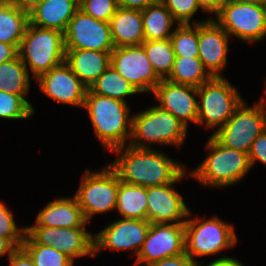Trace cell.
Returning a JSON list of instances; mask_svg holds the SVG:
<instances>
[{"label": "cell", "instance_id": "obj_46", "mask_svg": "<svg viewBox=\"0 0 266 266\" xmlns=\"http://www.w3.org/2000/svg\"><path fill=\"white\" fill-rule=\"evenodd\" d=\"M235 1L246 4L260 5V6H263L265 3V0H235Z\"/></svg>", "mask_w": 266, "mask_h": 266}, {"label": "cell", "instance_id": "obj_25", "mask_svg": "<svg viewBox=\"0 0 266 266\" xmlns=\"http://www.w3.org/2000/svg\"><path fill=\"white\" fill-rule=\"evenodd\" d=\"M116 210L122 218L147 220V188L124 183L118 177Z\"/></svg>", "mask_w": 266, "mask_h": 266}, {"label": "cell", "instance_id": "obj_2", "mask_svg": "<svg viewBox=\"0 0 266 266\" xmlns=\"http://www.w3.org/2000/svg\"><path fill=\"white\" fill-rule=\"evenodd\" d=\"M83 108L87 109L95 135L104 149L112 151L127 145V140L130 142L132 116L127 102L101 96L87 89Z\"/></svg>", "mask_w": 266, "mask_h": 266}, {"label": "cell", "instance_id": "obj_22", "mask_svg": "<svg viewBox=\"0 0 266 266\" xmlns=\"http://www.w3.org/2000/svg\"><path fill=\"white\" fill-rule=\"evenodd\" d=\"M78 10L79 0H45L29 13V21L36 27L65 33Z\"/></svg>", "mask_w": 266, "mask_h": 266}, {"label": "cell", "instance_id": "obj_1", "mask_svg": "<svg viewBox=\"0 0 266 266\" xmlns=\"http://www.w3.org/2000/svg\"><path fill=\"white\" fill-rule=\"evenodd\" d=\"M111 152L120 156L108 165L120 181L131 185L147 188L170 184L186 170L183 164L153 148L125 145Z\"/></svg>", "mask_w": 266, "mask_h": 266}, {"label": "cell", "instance_id": "obj_26", "mask_svg": "<svg viewBox=\"0 0 266 266\" xmlns=\"http://www.w3.org/2000/svg\"><path fill=\"white\" fill-rule=\"evenodd\" d=\"M141 15L145 40L170 39L174 32L173 24L178 25L161 0L141 10Z\"/></svg>", "mask_w": 266, "mask_h": 266}, {"label": "cell", "instance_id": "obj_31", "mask_svg": "<svg viewBox=\"0 0 266 266\" xmlns=\"http://www.w3.org/2000/svg\"><path fill=\"white\" fill-rule=\"evenodd\" d=\"M204 21H192L191 24H178L170 37L175 57H199L198 23ZM193 25V26H192Z\"/></svg>", "mask_w": 266, "mask_h": 266}, {"label": "cell", "instance_id": "obj_35", "mask_svg": "<svg viewBox=\"0 0 266 266\" xmlns=\"http://www.w3.org/2000/svg\"><path fill=\"white\" fill-rule=\"evenodd\" d=\"M79 9L95 19L109 22L118 5L116 0H79Z\"/></svg>", "mask_w": 266, "mask_h": 266}, {"label": "cell", "instance_id": "obj_5", "mask_svg": "<svg viewBox=\"0 0 266 266\" xmlns=\"http://www.w3.org/2000/svg\"><path fill=\"white\" fill-rule=\"evenodd\" d=\"M18 55L27 70L32 72V78L36 80L65 62L64 33L39 28L29 23L21 40Z\"/></svg>", "mask_w": 266, "mask_h": 266}, {"label": "cell", "instance_id": "obj_44", "mask_svg": "<svg viewBox=\"0 0 266 266\" xmlns=\"http://www.w3.org/2000/svg\"><path fill=\"white\" fill-rule=\"evenodd\" d=\"M13 4L17 5L21 10L30 13L34 8L45 0H10Z\"/></svg>", "mask_w": 266, "mask_h": 266}, {"label": "cell", "instance_id": "obj_6", "mask_svg": "<svg viewBox=\"0 0 266 266\" xmlns=\"http://www.w3.org/2000/svg\"><path fill=\"white\" fill-rule=\"evenodd\" d=\"M185 227V253L197 264V257L219 255L221 251L233 248L237 235L233 224L218 216L201 221L198 217L187 218Z\"/></svg>", "mask_w": 266, "mask_h": 266}, {"label": "cell", "instance_id": "obj_37", "mask_svg": "<svg viewBox=\"0 0 266 266\" xmlns=\"http://www.w3.org/2000/svg\"><path fill=\"white\" fill-rule=\"evenodd\" d=\"M248 157L251 168L257 161L266 165V130L253 141Z\"/></svg>", "mask_w": 266, "mask_h": 266}, {"label": "cell", "instance_id": "obj_27", "mask_svg": "<svg viewBox=\"0 0 266 266\" xmlns=\"http://www.w3.org/2000/svg\"><path fill=\"white\" fill-rule=\"evenodd\" d=\"M0 90L20 95L33 108V112L35 111L26 99L30 90V74L19 55L0 64Z\"/></svg>", "mask_w": 266, "mask_h": 266}, {"label": "cell", "instance_id": "obj_17", "mask_svg": "<svg viewBox=\"0 0 266 266\" xmlns=\"http://www.w3.org/2000/svg\"><path fill=\"white\" fill-rule=\"evenodd\" d=\"M39 88L50 99L58 103L83 107L87 87L63 62L36 79Z\"/></svg>", "mask_w": 266, "mask_h": 266}, {"label": "cell", "instance_id": "obj_43", "mask_svg": "<svg viewBox=\"0 0 266 266\" xmlns=\"http://www.w3.org/2000/svg\"><path fill=\"white\" fill-rule=\"evenodd\" d=\"M201 264H203V262H201L199 266H202ZM207 266H245V265L235 258L224 256L212 260L210 263H208Z\"/></svg>", "mask_w": 266, "mask_h": 266}, {"label": "cell", "instance_id": "obj_13", "mask_svg": "<svg viewBox=\"0 0 266 266\" xmlns=\"http://www.w3.org/2000/svg\"><path fill=\"white\" fill-rule=\"evenodd\" d=\"M185 253V227L180 224H151L134 266H150L164 258Z\"/></svg>", "mask_w": 266, "mask_h": 266}, {"label": "cell", "instance_id": "obj_36", "mask_svg": "<svg viewBox=\"0 0 266 266\" xmlns=\"http://www.w3.org/2000/svg\"><path fill=\"white\" fill-rule=\"evenodd\" d=\"M178 24H191L190 20L200 6L197 0H161Z\"/></svg>", "mask_w": 266, "mask_h": 266}, {"label": "cell", "instance_id": "obj_15", "mask_svg": "<svg viewBox=\"0 0 266 266\" xmlns=\"http://www.w3.org/2000/svg\"><path fill=\"white\" fill-rule=\"evenodd\" d=\"M151 223L147 220L121 218L94 235V257L106 249L131 250L136 258L142 249Z\"/></svg>", "mask_w": 266, "mask_h": 266}, {"label": "cell", "instance_id": "obj_10", "mask_svg": "<svg viewBox=\"0 0 266 266\" xmlns=\"http://www.w3.org/2000/svg\"><path fill=\"white\" fill-rule=\"evenodd\" d=\"M215 20L228 34L247 43L266 37V10L264 6L227 0Z\"/></svg>", "mask_w": 266, "mask_h": 266}, {"label": "cell", "instance_id": "obj_47", "mask_svg": "<svg viewBox=\"0 0 266 266\" xmlns=\"http://www.w3.org/2000/svg\"><path fill=\"white\" fill-rule=\"evenodd\" d=\"M265 87H266V82H265ZM266 89V88H265ZM266 91V90H265ZM266 94V92H265ZM263 106L266 105V98L264 99V97L259 101Z\"/></svg>", "mask_w": 266, "mask_h": 266}, {"label": "cell", "instance_id": "obj_16", "mask_svg": "<svg viewBox=\"0 0 266 266\" xmlns=\"http://www.w3.org/2000/svg\"><path fill=\"white\" fill-rule=\"evenodd\" d=\"M186 170L170 184L147 187V221L151 224L185 223L191 210L185 204L183 196L173 187L182 178H187Z\"/></svg>", "mask_w": 266, "mask_h": 266}, {"label": "cell", "instance_id": "obj_38", "mask_svg": "<svg viewBox=\"0 0 266 266\" xmlns=\"http://www.w3.org/2000/svg\"><path fill=\"white\" fill-rule=\"evenodd\" d=\"M150 266H199L193 261L186 253L164 258L158 262L151 264Z\"/></svg>", "mask_w": 266, "mask_h": 266}, {"label": "cell", "instance_id": "obj_20", "mask_svg": "<svg viewBox=\"0 0 266 266\" xmlns=\"http://www.w3.org/2000/svg\"><path fill=\"white\" fill-rule=\"evenodd\" d=\"M81 207L76 197H60L49 202L36 216L31 226L58 228H86Z\"/></svg>", "mask_w": 266, "mask_h": 266}, {"label": "cell", "instance_id": "obj_18", "mask_svg": "<svg viewBox=\"0 0 266 266\" xmlns=\"http://www.w3.org/2000/svg\"><path fill=\"white\" fill-rule=\"evenodd\" d=\"M229 38V34L214 18L198 23V58L212 77L223 76L221 71L227 64Z\"/></svg>", "mask_w": 266, "mask_h": 266}, {"label": "cell", "instance_id": "obj_7", "mask_svg": "<svg viewBox=\"0 0 266 266\" xmlns=\"http://www.w3.org/2000/svg\"><path fill=\"white\" fill-rule=\"evenodd\" d=\"M198 118L196 124L218 131L242 104L240 92L224 76H214L197 88Z\"/></svg>", "mask_w": 266, "mask_h": 266}, {"label": "cell", "instance_id": "obj_42", "mask_svg": "<svg viewBox=\"0 0 266 266\" xmlns=\"http://www.w3.org/2000/svg\"><path fill=\"white\" fill-rule=\"evenodd\" d=\"M18 55V49L11 44L0 42V64L10 61Z\"/></svg>", "mask_w": 266, "mask_h": 266}, {"label": "cell", "instance_id": "obj_9", "mask_svg": "<svg viewBox=\"0 0 266 266\" xmlns=\"http://www.w3.org/2000/svg\"><path fill=\"white\" fill-rule=\"evenodd\" d=\"M266 130V106L245 101L212 136L222 145L248 153L253 141Z\"/></svg>", "mask_w": 266, "mask_h": 266}, {"label": "cell", "instance_id": "obj_29", "mask_svg": "<svg viewBox=\"0 0 266 266\" xmlns=\"http://www.w3.org/2000/svg\"><path fill=\"white\" fill-rule=\"evenodd\" d=\"M89 90L123 102H127L125 97L139 93L112 65L90 86Z\"/></svg>", "mask_w": 266, "mask_h": 266}, {"label": "cell", "instance_id": "obj_40", "mask_svg": "<svg viewBox=\"0 0 266 266\" xmlns=\"http://www.w3.org/2000/svg\"><path fill=\"white\" fill-rule=\"evenodd\" d=\"M118 7L127 9L143 10L160 0H116Z\"/></svg>", "mask_w": 266, "mask_h": 266}, {"label": "cell", "instance_id": "obj_4", "mask_svg": "<svg viewBox=\"0 0 266 266\" xmlns=\"http://www.w3.org/2000/svg\"><path fill=\"white\" fill-rule=\"evenodd\" d=\"M188 127L158 105L132 116V134L128 145L153 148L150 144L180 146L184 144ZM150 143V144H149Z\"/></svg>", "mask_w": 266, "mask_h": 266}, {"label": "cell", "instance_id": "obj_19", "mask_svg": "<svg viewBox=\"0 0 266 266\" xmlns=\"http://www.w3.org/2000/svg\"><path fill=\"white\" fill-rule=\"evenodd\" d=\"M152 93L159 101V104L156 105L171 113L184 125L188 127L189 122L197 123V87L176 84L162 79Z\"/></svg>", "mask_w": 266, "mask_h": 266}, {"label": "cell", "instance_id": "obj_33", "mask_svg": "<svg viewBox=\"0 0 266 266\" xmlns=\"http://www.w3.org/2000/svg\"><path fill=\"white\" fill-rule=\"evenodd\" d=\"M33 114V108L20 95L0 90V118L24 120Z\"/></svg>", "mask_w": 266, "mask_h": 266}, {"label": "cell", "instance_id": "obj_3", "mask_svg": "<svg viewBox=\"0 0 266 266\" xmlns=\"http://www.w3.org/2000/svg\"><path fill=\"white\" fill-rule=\"evenodd\" d=\"M209 154L188 177L199 181L201 185L228 187L241 181L250 171L248 153L230 149L220 144L212 135L206 143Z\"/></svg>", "mask_w": 266, "mask_h": 266}, {"label": "cell", "instance_id": "obj_21", "mask_svg": "<svg viewBox=\"0 0 266 266\" xmlns=\"http://www.w3.org/2000/svg\"><path fill=\"white\" fill-rule=\"evenodd\" d=\"M65 63L89 89L111 65V52L65 49Z\"/></svg>", "mask_w": 266, "mask_h": 266}, {"label": "cell", "instance_id": "obj_45", "mask_svg": "<svg viewBox=\"0 0 266 266\" xmlns=\"http://www.w3.org/2000/svg\"><path fill=\"white\" fill-rule=\"evenodd\" d=\"M17 250V248L7 239L0 236V257L8 255V258Z\"/></svg>", "mask_w": 266, "mask_h": 266}, {"label": "cell", "instance_id": "obj_41", "mask_svg": "<svg viewBox=\"0 0 266 266\" xmlns=\"http://www.w3.org/2000/svg\"><path fill=\"white\" fill-rule=\"evenodd\" d=\"M227 0H197L200 9L203 12H209L210 14L217 15L222 9Z\"/></svg>", "mask_w": 266, "mask_h": 266}, {"label": "cell", "instance_id": "obj_12", "mask_svg": "<svg viewBox=\"0 0 266 266\" xmlns=\"http://www.w3.org/2000/svg\"><path fill=\"white\" fill-rule=\"evenodd\" d=\"M111 65L139 93H151L162 80L147 58L142 45L115 47Z\"/></svg>", "mask_w": 266, "mask_h": 266}, {"label": "cell", "instance_id": "obj_48", "mask_svg": "<svg viewBox=\"0 0 266 266\" xmlns=\"http://www.w3.org/2000/svg\"><path fill=\"white\" fill-rule=\"evenodd\" d=\"M263 6H264V9L266 10V0H265V3H264V5H263Z\"/></svg>", "mask_w": 266, "mask_h": 266}, {"label": "cell", "instance_id": "obj_32", "mask_svg": "<svg viewBox=\"0 0 266 266\" xmlns=\"http://www.w3.org/2000/svg\"><path fill=\"white\" fill-rule=\"evenodd\" d=\"M22 248L33 259L35 266H74V262L53 246L36 244L27 234Z\"/></svg>", "mask_w": 266, "mask_h": 266}, {"label": "cell", "instance_id": "obj_14", "mask_svg": "<svg viewBox=\"0 0 266 266\" xmlns=\"http://www.w3.org/2000/svg\"><path fill=\"white\" fill-rule=\"evenodd\" d=\"M65 49L112 52L114 47L109 22L98 20L78 10L64 33Z\"/></svg>", "mask_w": 266, "mask_h": 266}, {"label": "cell", "instance_id": "obj_8", "mask_svg": "<svg viewBox=\"0 0 266 266\" xmlns=\"http://www.w3.org/2000/svg\"><path fill=\"white\" fill-rule=\"evenodd\" d=\"M80 181L74 196L87 223L95 214L116 209L118 175L108 164L97 172L86 169Z\"/></svg>", "mask_w": 266, "mask_h": 266}, {"label": "cell", "instance_id": "obj_23", "mask_svg": "<svg viewBox=\"0 0 266 266\" xmlns=\"http://www.w3.org/2000/svg\"><path fill=\"white\" fill-rule=\"evenodd\" d=\"M109 24L114 47L137 46L145 41L141 10L118 7Z\"/></svg>", "mask_w": 266, "mask_h": 266}, {"label": "cell", "instance_id": "obj_39", "mask_svg": "<svg viewBox=\"0 0 266 266\" xmlns=\"http://www.w3.org/2000/svg\"><path fill=\"white\" fill-rule=\"evenodd\" d=\"M8 259L10 266H35L33 259L23 248H18Z\"/></svg>", "mask_w": 266, "mask_h": 266}, {"label": "cell", "instance_id": "obj_24", "mask_svg": "<svg viewBox=\"0 0 266 266\" xmlns=\"http://www.w3.org/2000/svg\"><path fill=\"white\" fill-rule=\"evenodd\" d=\"M29 23L28 13L10 0H0V42L19 49Z\"/></svg>", "mask_w": 266, "mask_h": 266}, {"label": "cell", "instance_id": "obj_11", "mask_svg": "<svg viewBox=\"0 0 266 266\" xmlns=\"http://www.w3.org/2000/svg\"><path fill=\"white\" fill-rule=\"evenodd\" d=\"M85 228L26 226V234L36 243L53 246L73 262L78 257H94V235Z\"/></svg>", "mask_w": 266, "mask_h": 266}, {"label": "cell", "instance_id": "obj_34", "mask_svg": "<svg viewBox=\"0 0 266 266\" xmlns=\"http://www.w3.org/2000/svg\"><path fill=\"white\" fill-rule=\"evenodd\" d=\"M26 227H17L11 210L0 201V236L7 238L17 249L22 248Z\"/></svg>", "mask_w": 266, "mask_h": 266}, {"label": "cell", "instance_id": "obj_28", "mask_svg": "<svg viewBox=\"0 0 266 266\" xmlns=\"http://www.w3.org/2000/svg\"><path fill=\"white\" fill-rule=\"evenodd\" d=\"M211 77L198 57H175L172 72L167 80L198 88Z\"/></svg>", "mask_w": 266, "mask_h": 266}, {"label": "cell", "instance_id": "obj_30", "mask_svg": "<svg viewBox=\"0 0 266 266\" xmlns=\"http://www.w3.org/2000/svg\"><path fill=\"white\" fill-rule=\"evenodd\" d=\"M141 45L156 74L161 79H167L172 72L175 61L170 39L145 40Z\"/></svg>", "mask_w": 266, "mask_h": 266}]
</instances>
